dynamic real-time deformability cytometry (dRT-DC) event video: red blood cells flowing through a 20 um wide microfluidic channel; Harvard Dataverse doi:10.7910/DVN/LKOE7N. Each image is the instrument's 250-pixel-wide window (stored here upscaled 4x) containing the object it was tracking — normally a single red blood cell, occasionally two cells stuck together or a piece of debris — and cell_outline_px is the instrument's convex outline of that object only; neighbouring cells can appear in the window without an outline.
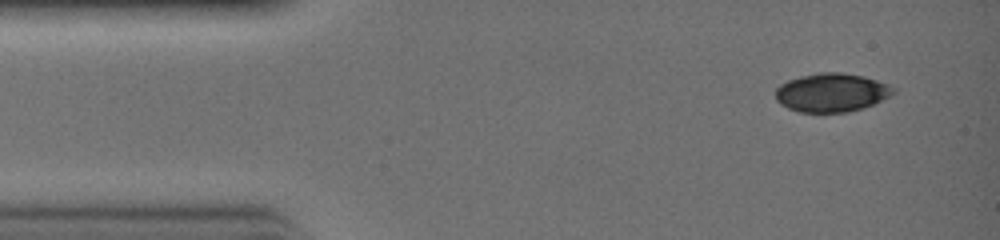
{"species": "common noctule bat (a hibernating species)", "species_latin": "Nyctalus noctula", "temperature_condition": "warm", "stored_images_in_passage": 7, "camera_frame_rate_fps": 3000, "um_per_image_px": 0.085, "animal": {"sex": "female", "body_mass_g": 19.0, "forearm_length_mm": 51.5}, "frame": {"image": 1, "passage_image": 1, "time_ms": 0.0, "image_size_px": [1000, 240], "cell_outline_px": [[896, 92], [864, 108], [848, 112], [800, 112], [788, 108], [776, 100], [776, 88], [780, 84], [788, 80], [800, 76], [820, 72], [840, 72], [864, 76], [888, 84], [896, 88]], "centroid_in_image_um": [70.68, 7.86], "position_along_channel_um": 14.3, "area_um2": 26.47}}
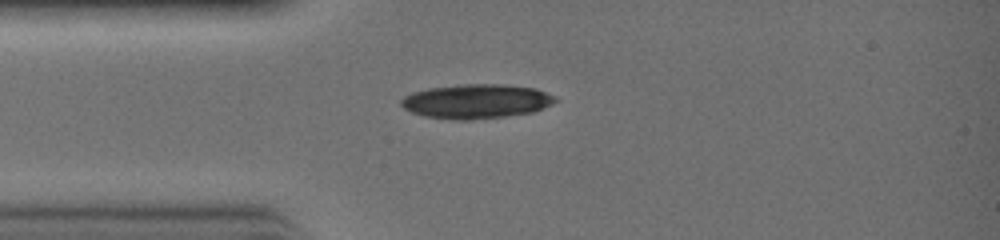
{"frame": {"image": 2, "passage_image": 6, "time_ms": 1.667, "image_size_px": [1000, 240], "cell_outline_px": [[560, 100], [552, 104], [532, 112], [504, 116], [468, 120], [460, 120], [424, 116], [412, 112], [404, 108], [400, 104], [400, 100], [404, 96], [412, 92], [428, 88], [460, 84], [500, 84], [536, 88], [556, 96]], "centroid_in_image_um": [40.49, 8.6], "position_along_channel_um": 44.5, "area_um2": 30.87}}